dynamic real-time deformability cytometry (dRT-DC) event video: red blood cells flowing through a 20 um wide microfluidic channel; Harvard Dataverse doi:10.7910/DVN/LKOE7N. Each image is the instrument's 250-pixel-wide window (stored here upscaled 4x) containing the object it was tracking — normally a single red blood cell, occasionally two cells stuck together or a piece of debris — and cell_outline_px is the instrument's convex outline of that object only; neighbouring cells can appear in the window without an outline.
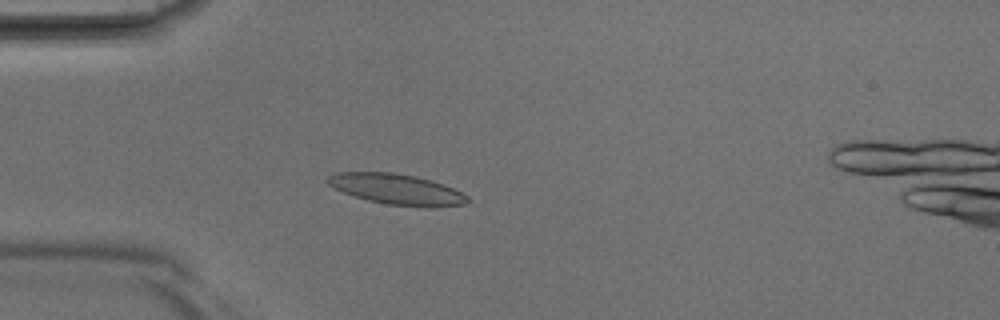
{"species": "Egyptian fruit bat (a non-hibernating species)", "species_latin": "Rousettus aegyptiacus", "temperature_condition": "room temperature", "stored_images_in_passage": 35, "segment_of_instrument_passage": [1, 2], "camera_frame_rate_fps": 3000, "um_per_image_px": 0.085, "animal": {"sex": "male"}, "frame": {"image": 1, "passage_image": 5, "time_ms": 1.333, "image_size_px": [1000, 320], "cell_outline_px": [[472, 200], [464, 204], [432, 208], [424, 208], [388, 204], [368, 200], [344, 192], [328, 184], [324, 180], [328, 176], [336, 172], [392, 172], [416, 176], [452, 188], [468, 196]], "centroid_in_image_um": [33.73, 16.09], "position_along_channel_um": 51.3, "area_um2": 24.85}}
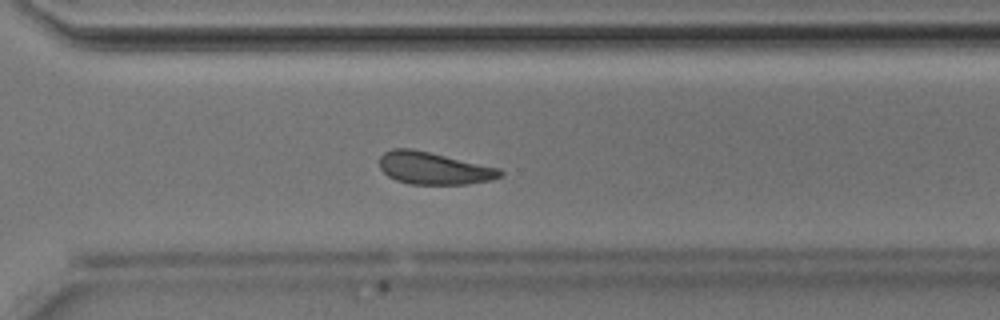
{"frame": {"image": 2, "passage_image": 23, "time_ms": 7.333, "image_size_px": [1000, 320], "cell_outline_px": [[504, 176], [488, 180], [468, 184], [408, 184], [396, 180], [388, 176], [380, 168], [380, 156], [384, 152], [392, 148], [412, 148], [500, 168], [504, 172]], "centroid_in_image_um": [36.87, 14.3], "position_along_channel_um": 333.7, "area_um2": 22.77}}
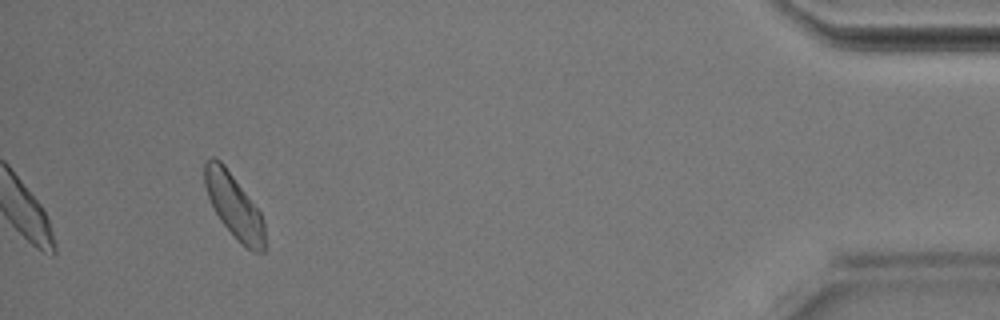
{"frame": {"image": 3, "passage_image": 32, "time_ms": 10.333, "image_size_px": [1000, 320], "cell_outline_px": [[264, 252], [252, 252], [220, 220], [208, 196], [204, 184], [204, 164], [212, 156], [220, 160], [224, 164], [260, 212], [264, 220]], "centroid_in_image_um": [19.88, 17.46], "position_along_channel_um": 415.3, "area_um2": 21.73}}